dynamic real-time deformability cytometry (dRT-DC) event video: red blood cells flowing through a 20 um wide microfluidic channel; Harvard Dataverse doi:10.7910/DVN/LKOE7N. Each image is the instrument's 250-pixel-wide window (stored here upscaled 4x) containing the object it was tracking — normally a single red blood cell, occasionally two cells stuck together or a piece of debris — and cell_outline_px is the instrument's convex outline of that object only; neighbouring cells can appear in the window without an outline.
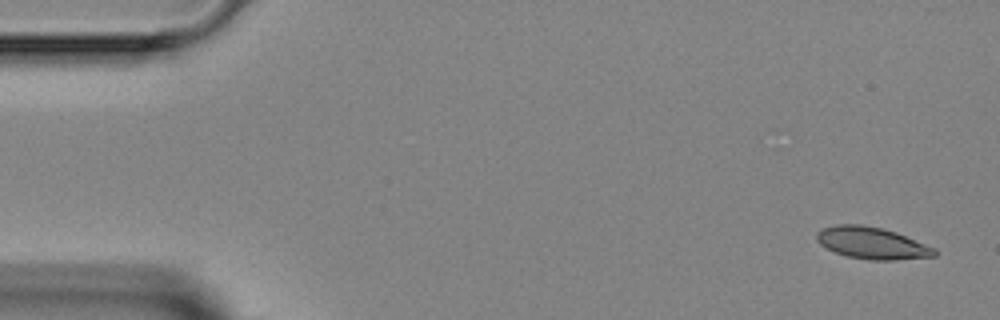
{"species": "Egyptian fruit bat (a non-hibernating species)", "species_latin": "Rousettus aegyptiacus", "temperature_condition": "room temperature", "stored_images_in_passage": 4, "segment_of_instrument_passage": [1, 2], "camera_frame_rate_fps": 3000, "um_per_image_px": 0.085, "animal": {"sex": "female"}, "frame": {"image": 1, "passage_image": 1, "time_ms": 0.0, "image_size_px": [1000, 320], "cell_outline_px": [[936, 256], [896, 260], [872, 260], [848, 256], [836, 252], [820, 244], [816, 240], [816, 232], [820, 228], [836, 224], [860, 224], [880, 228], [896, 232], [936, 248]], "centroid_in_image_um": [74.11, 20.65], "position_along_channel_um": 10.9, "area_um2": 21.85}}
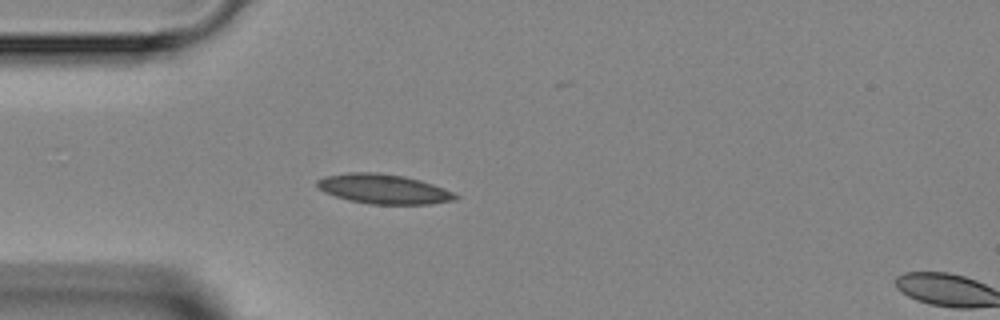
{"frame": {"image": 2, "passage_image": 3, "time_ms": 3.667, "image_size_px": [1000, 320], "cell_outline_px": [[460, 196], [456, 200], [428, 204], [368, 204], [348, 200], [324, 192], [316, 184], [316, 180], [324, 176], [348, 172], [380, 172], [404, 176], [420, 180], [444, 188]], "centroid_in_image_um": [32.6, 16.06], "position_along_channel_um": 52.4, "area_um2": 23.99}}